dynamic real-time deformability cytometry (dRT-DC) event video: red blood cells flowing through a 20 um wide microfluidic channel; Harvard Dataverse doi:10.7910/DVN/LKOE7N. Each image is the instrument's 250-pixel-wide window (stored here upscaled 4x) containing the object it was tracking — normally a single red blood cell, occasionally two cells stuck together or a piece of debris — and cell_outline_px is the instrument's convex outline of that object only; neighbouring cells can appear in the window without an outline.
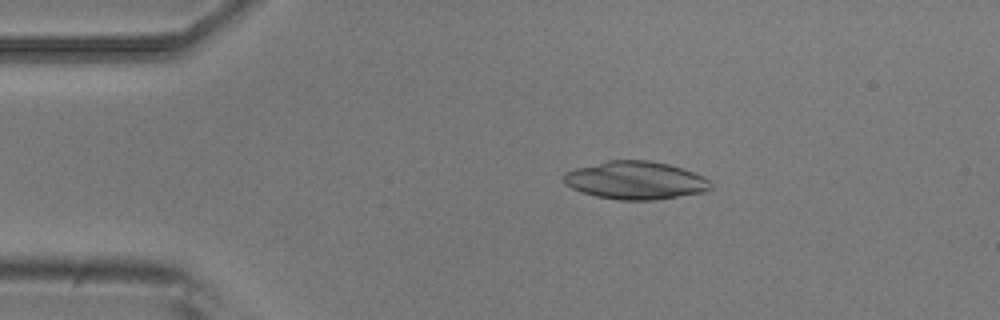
{"species": "common noctule bat (a hibernating species)", "species_latin": "Nyctalus noctula", "temperature_condition": "room temperature", "stored_images_in_passage": 5, "camera_frame_rate_fps": 3000, "um_per_image_px": 0.085, "animal": {"sex": "male", "body_mass_g": 20.5, "forearm_length_mm": 52.5}, "frame": {"image": 1, "passage_image": 3, "time_ms": 0.667, "image_size_px": [1000, 320], "cell_outline_px": [[712, 188], [704, 192], [656, 200], [620, 200], [596, 196], [580, 192], [564, 184], [560, 176], [564, 172], [576, 168], [608, 160], [648, 160], [668, 164], [684, 168], [704, 176], [712, 184]], "centroid_in_image_um": [54.0, 15.33], "position_along_channel_um": 31.0, "area_um2": 32.89}}